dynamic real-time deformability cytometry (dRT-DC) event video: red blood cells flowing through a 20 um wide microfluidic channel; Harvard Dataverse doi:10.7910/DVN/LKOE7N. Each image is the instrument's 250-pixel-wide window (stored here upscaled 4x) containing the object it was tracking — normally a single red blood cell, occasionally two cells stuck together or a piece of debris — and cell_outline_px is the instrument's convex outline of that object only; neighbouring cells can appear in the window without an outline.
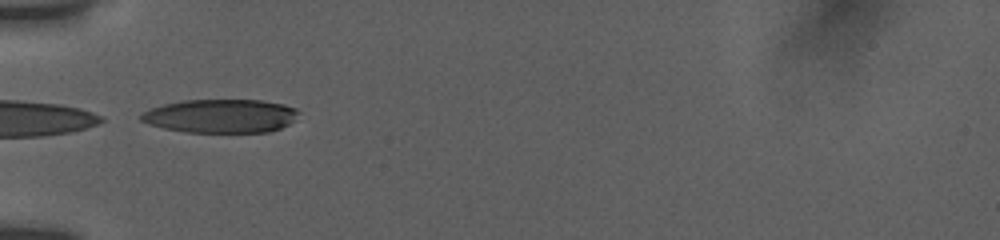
{"species": "human", "species_latin": "Homo sapiens", "temperature_condition": "room temperature", "stored_images_in_passage": 5, "camera_frame_rate_fps": 3000, "um_per_image_px": 0.085, "donor": {"sex": "female"}, "frame": {"image": 1, "passage_image": 1, "time_ms": 0.0, "image_size_px": [1000, 240], "cell_outline_px": [[300, 112], [288, 124], [280, 128], [268, 132], [184, 132], [164, 128], [148, 124], [140, 120], [140, 116], [144, 112], [152, 108], [164, 104], [184, 100], [260, 100], [284, 104], [296, 108]], "centroid_in_image_um": [18.76, 9.86], "position_along_channel_um": 66.2, "area_um2": 30.75}}
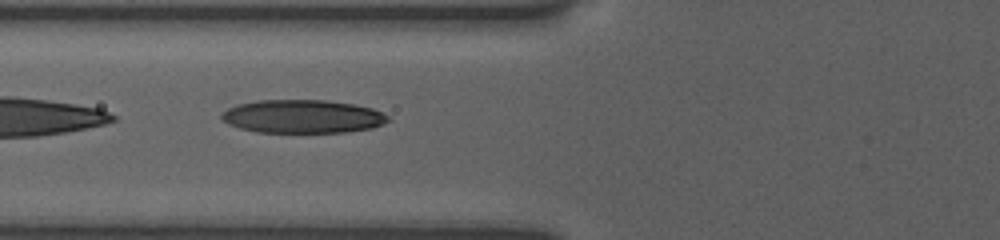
{"frame": {"image": 2, "passage_image": 4, "time_ms": 1.0, "image_size_px": [1000, 240], "cell_outline_px": [[392, 120], [384, 124], [372, 128], [348, 132], [256, 132], [240, 128], [228, 124], [220, 116], [228, 108], [236, 104], [256, 100], [324, 100], [356, 104], [372, 108], [388, 116]], "centroid_in_image_um": [25.74, 9.9], "position_along_channel_um": 100.1, "area_um2": 32.48}}